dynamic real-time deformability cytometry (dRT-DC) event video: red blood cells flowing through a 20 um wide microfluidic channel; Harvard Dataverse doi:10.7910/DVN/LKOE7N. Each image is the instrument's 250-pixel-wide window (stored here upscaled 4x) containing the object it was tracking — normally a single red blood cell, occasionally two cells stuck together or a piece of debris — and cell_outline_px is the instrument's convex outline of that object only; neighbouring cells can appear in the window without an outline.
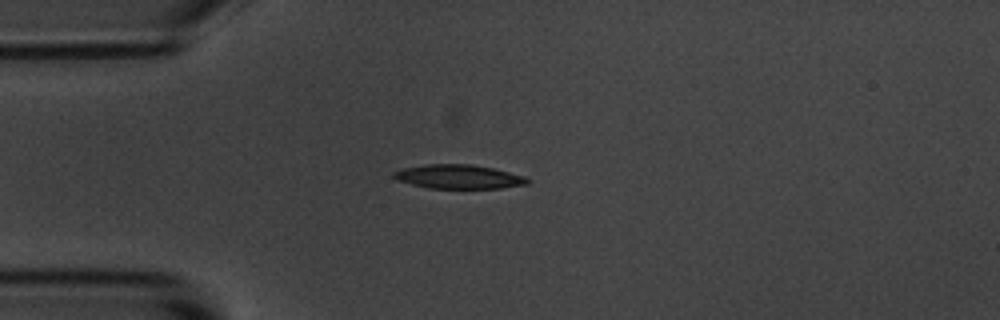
{"species": "common noctule bat (a hibernating species)", "species_latin": "Nyctalus noctula", "temperature_condition": "room temperature", "stored_images_in_passage": 1, "camera_frame_rate_fps": 3000, "um_per_image_px": 0.085, "animal": {"sex": "male", "body_mass_g": 20.1, "forearm_length_mm": 53.5}, "frame": {"image": 1, "passage_image": 1, "time_ms": 0.0, "image_size_px": [1000, 320], "cell_outline_px": [[532, 180], [528, 184], [500, 188], [428, 188], [396, 180], [392, 176], [392, 172], [404, 168], [424, 164], [472, 164], [492, 168], [524, 176]], "centroid_in_image_um": [38.97, 15.02], "position_along_channel_um": 46.0, "area_um2": 18.73}}